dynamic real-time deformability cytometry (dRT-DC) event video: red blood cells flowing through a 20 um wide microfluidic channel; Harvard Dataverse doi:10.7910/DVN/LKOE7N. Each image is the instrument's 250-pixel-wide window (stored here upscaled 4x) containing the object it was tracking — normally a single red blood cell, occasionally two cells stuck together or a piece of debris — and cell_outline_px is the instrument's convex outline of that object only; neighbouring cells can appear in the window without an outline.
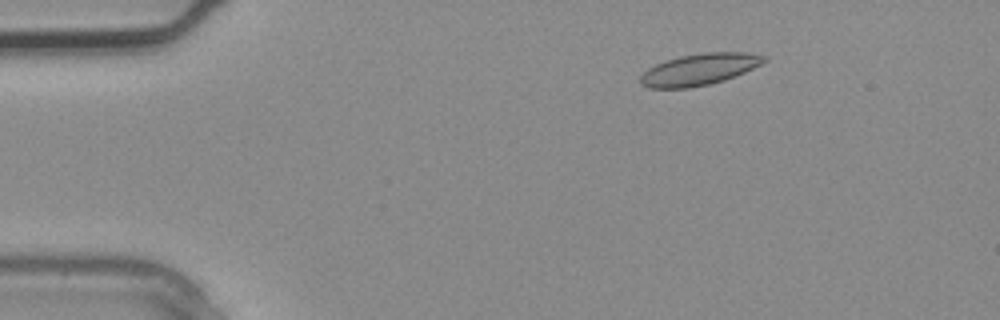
{"species": "common noctule bat (a hibernating species)", "species_latin": "Nyctalus noctula", "temperature_condition": "warm", "stored_images_in_passage": 3, "camera_frame_rate_fps": 3000, "um_per_image_px": 0.085, "animal": {"sex": "male", "body_mass_g": 20.4}, "frame": {"image": 1, "passage_image": 1, "time_ms": 0.0, "image_size_px": [1000, 320], "cell_outline_px": [[768, 60], [744, 72], [724, 80], [708, 84], [688, 88], [648, 88], [640, 84], [640, 76], [648, 68], [664, 60], [680, 56], [704, 52], [748, 52], [768, 56]], "centroid_in_image_um": [59.44, 5.89], "position_along_channel_um": 25.6, "area_um2": 22.77}}